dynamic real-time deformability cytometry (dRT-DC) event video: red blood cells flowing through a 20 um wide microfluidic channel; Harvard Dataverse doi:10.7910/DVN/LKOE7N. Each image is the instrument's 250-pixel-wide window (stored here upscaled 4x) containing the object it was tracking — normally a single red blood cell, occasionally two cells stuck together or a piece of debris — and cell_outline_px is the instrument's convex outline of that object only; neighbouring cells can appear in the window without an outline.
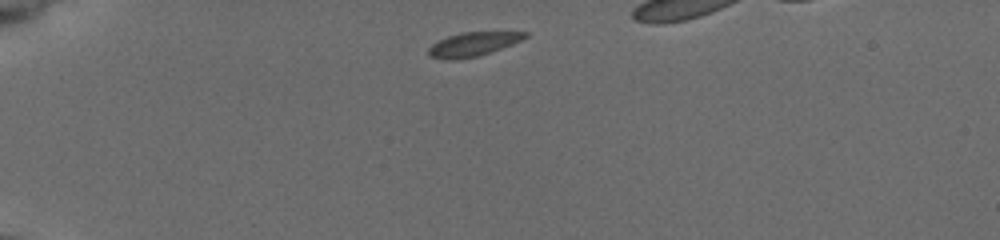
{"species": "common noctule bat (a hibernating species)", "species_latin": "Nyctalus noctula", "temperature_condition": "cold", "stored_images_in_passage": 46, "camera_frame_rate_fps": 3000, "um_per_image_px": 0.085, "animal": {"sex": "female", "body_mass_g": 19.5, "forearm_length_mm": 54.1}, "frame": {"image": 1, "passage_image": 1, "time_ms": 0.0, "image_size_px": [1000, 240], "cell_outline_px": [[528, 36], [512, 44], [476, 56], [456, 60], [452, 60], [428, 56], [428, 48], [432, 44], [448, 36], [460, 32], [528, 32]], "centroid_in_image_um": [40.17, 3.75], "position_along_channel_um": 44.8, "area_um2": 13.18}}
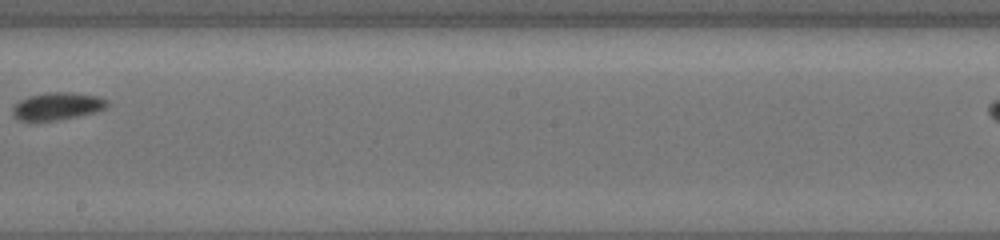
{"frame": {"image": 2, "passage_image": 22, "time_ms": 6.667, "image_size_px": [1000, 240], "cell_outline_px": [[108, 104], [104, 108], [96, 112], [56, 120], [16, 120], [12, 116], [12, 108], [20, 100], [28, 96], [48, 92], [68, 92], [96, 96], [108, 100]], "centroid_in_image_um": [4.83, 9.02], "position_along_channel_um": 243.4, "area_um2": 14.97}}
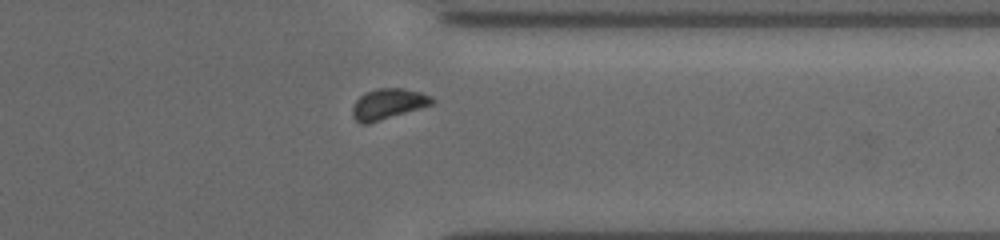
{"frame": {"image": 3, "passage_image": 37, "time_ms": 10.333, "image_size_px": [1000, 240], "cell_outline_px": [[436, 100], [432, 104], [368, 124], [360, 124], [352, 116], [352, 108], [356, 100], [364, 92], [376, 88], [404, 88], [420, 92], [432, 96]], "centroid_in_image_um": [32.97, 8.82], "position_along_channel_um": 378.4, "area_um2": 14.22}}